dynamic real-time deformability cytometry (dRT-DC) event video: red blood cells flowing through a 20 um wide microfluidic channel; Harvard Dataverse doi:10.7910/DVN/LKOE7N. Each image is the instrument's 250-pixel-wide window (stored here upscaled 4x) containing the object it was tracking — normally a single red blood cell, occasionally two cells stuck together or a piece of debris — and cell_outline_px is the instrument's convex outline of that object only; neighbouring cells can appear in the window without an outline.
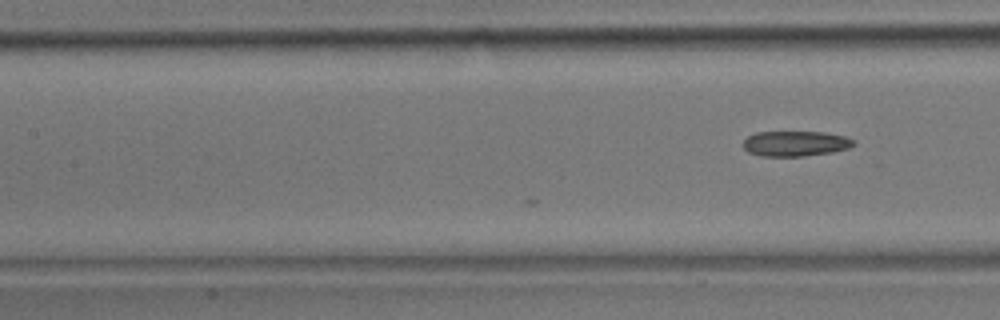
{"species": "common noctule bat (a hibernating species)", "species_latin": "Nyctalus noctula", "temperature_condition": "room temperature", "stored_images_in_passage": 16, "camera_frame_rate_fps": 3000, "um_per_image_px": 0.085, "animal": {"sex": "male", "body_mass_g": 17.9}, "frame": {"image": 1, "passage_image": 16, "time_ms": 5.0, "image_size_px": [1000, 320], "cell_outline_px": [[856, 144], [848, 148], [832, 152], [804, 156], [760, 156], [748, 152], [744, 148], [744, 140], [748, 136], [756, 132], [824, 132], [844, 136], [856, 140]], "centroid_in_image_um": [67.62, 12.2], "position_along_channel_um": 139.8, "area_um2": 16.3}}